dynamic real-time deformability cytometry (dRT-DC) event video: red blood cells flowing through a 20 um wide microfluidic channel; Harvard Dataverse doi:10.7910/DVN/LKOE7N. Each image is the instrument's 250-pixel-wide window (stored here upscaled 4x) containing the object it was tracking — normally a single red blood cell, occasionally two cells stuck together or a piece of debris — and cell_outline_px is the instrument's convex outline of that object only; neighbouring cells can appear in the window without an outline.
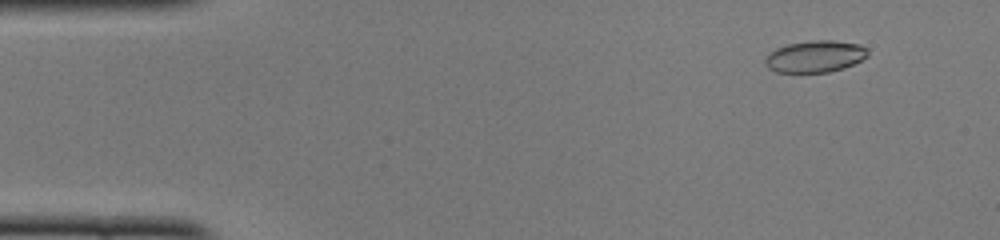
{"species": "common noctule bat (a hibernating species)", "species_latin": "Nyctalus noctula", "temperature_condition": "cold", "stored_images_in_passage": 27, "camera_frame_rate_fps": 3000, "um_per_image_px": 0.085, "animal": {"sex": "female", "body_mass_g": 22.0, "forearm_length_mm": 56.7}, "frame": {"image": 1, "passage_image": 5, "time_ms": 1.333, "image_size_px": [1000, 240], "cell_outline_px": [[868, 56], [844, 68], [828, 72], [776, 72], [768, 68], [764, 64], [764, 60], [776, 48], [788, 44], [812, 40], [832, 40], [860, 44], [868, 48]], "centroid_in_image_um": [69.3, 4.79], "position_along_channel_um": 15.7, "area_um2": 18.96}}
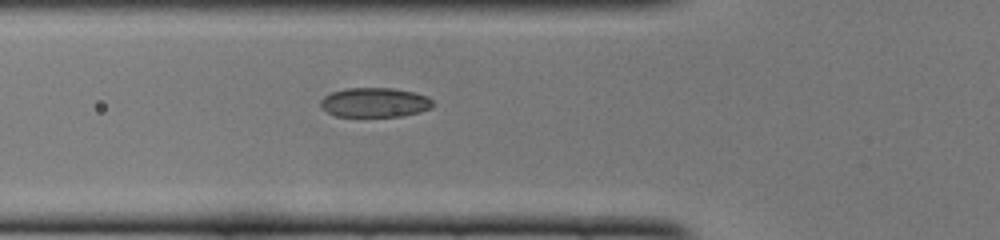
{"frame": {"image": 2, "passage_image": 18, "time_ms": 5.667, "image_size_px": [1000, 240], "cell_outline_px": [[432, 108], [420, 112], [400, 116], [336, 116], [320, 108], [320, 100], [324, 96], [332, 92], [344, 88], [392, 88], [412, 92], [428, 96], [432, 100]], "centroid_in_image_um": [31.83, 8.7], "position_along_channel_um": 94.0, "area_um2": 19.31}}
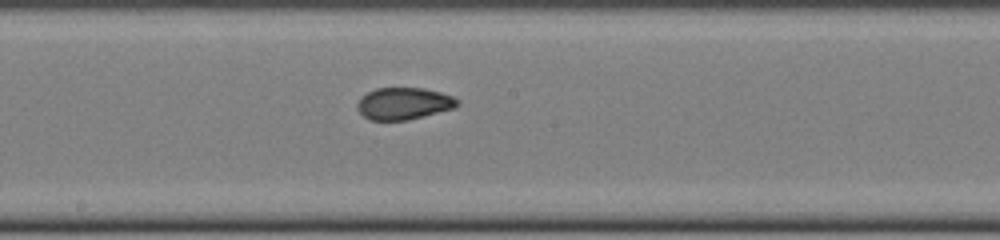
{"frame": {"image": 3, "passage_image": 27, "time_ms": 8.667, "image_size_px": [1000, 240], "cell_outline_px": [[460, 104], [456, 108], [408, 120], [368, 120], [356, 108], [356, 104], [360, 96], [376, 88], [424, 88], [440, 92], [452, 96], [460, 100]], "centroid_in_image_um": [34.33, 8.8], "position_along_channel_um": 213.9, "area_um2": 18.9}}